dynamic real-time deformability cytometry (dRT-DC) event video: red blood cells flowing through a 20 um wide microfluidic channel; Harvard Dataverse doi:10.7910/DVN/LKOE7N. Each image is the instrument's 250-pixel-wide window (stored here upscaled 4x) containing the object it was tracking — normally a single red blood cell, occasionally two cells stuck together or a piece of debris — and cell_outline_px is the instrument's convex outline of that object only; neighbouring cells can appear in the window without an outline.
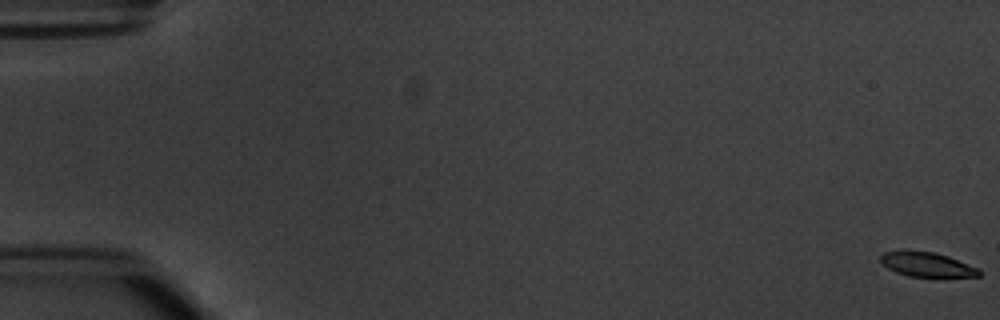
{"species": "common noctule bat (a hibernating species)", "species_latin": "Nyctalus noctula", "temperature_condition": "warm", "stored_images_in_passage": 8, "camera_frame_rate_fps": 3000, "um_per_image_px": 0.085, "animal": {"sex": "male", "body_mass_g": 20.1, "forearm_length_mm": 53.5}, "frame": {"image": 1, "passage_image": 1, "time_ms": 0.0, "image_size_px": [1000, 320], "cell_outline_px": [[980, 276], [908, 276], [896, 272], [888, 268], [880, 260], [880, 256], [884, 252], [936, 252], [948, 256], [980, 268]], "centroid_in_image_um": [78.83, 22.49], "position_along_channel_um": 6.2, "area_um2": 13.58}}
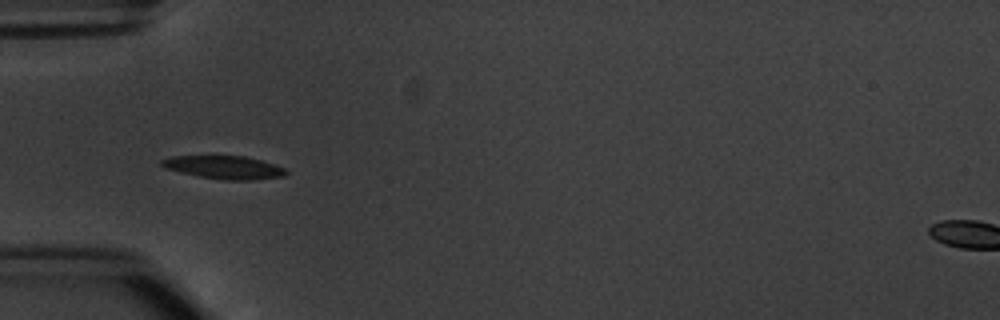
{"frame": {"image": 2, "passage_image": 6, "time_ms": 6.0, "image_size_px": [1000, 320], "cell_outline_px": [[288, 172], [284, 176], [252, 180], [224, 180], [196, 176], [164, 168], [160, 164], [160, 160], [172, 156], [244, 156], [260, 160], [284, 168]], "centroid_in_image_um": [19.01, 14.23], "position_along_channel_um": 66.0, "area_um2": 16.7}}